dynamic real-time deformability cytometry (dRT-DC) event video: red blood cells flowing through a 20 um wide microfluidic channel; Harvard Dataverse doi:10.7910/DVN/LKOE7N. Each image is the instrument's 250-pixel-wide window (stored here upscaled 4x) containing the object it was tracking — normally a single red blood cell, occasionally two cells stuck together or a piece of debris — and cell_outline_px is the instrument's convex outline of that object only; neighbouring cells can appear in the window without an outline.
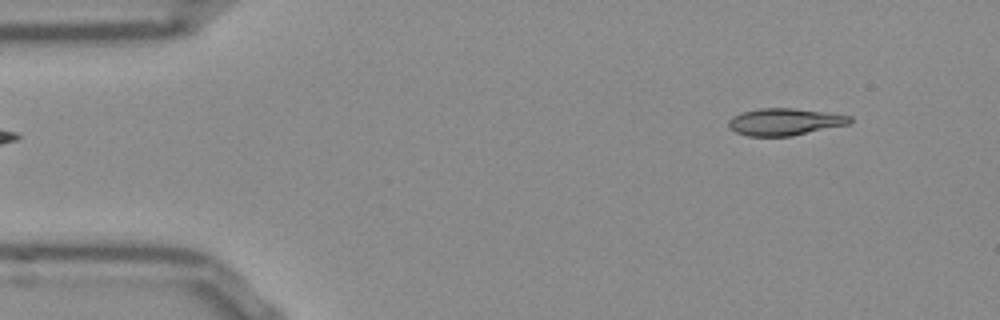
{"species": "Egyptian fruit bat (a non-hibernating species)", "species_latin": "Rousettus aegyptiacus", "temperature_condition": "room temperature", "stored_images_in_passage": 48, "camera_frame_rate_fps": 3000, "um_per_image_px": 0.085, "frame": {"image": 1, "passage_image": 1, "time_ms": 0.0, "image_size_px": [1000, 320], "cell_outline_px": [[852, 120], [848, 124], [792, 136], [748, 136], [736, 132], [728, 128], [728, 120], [732, 116], [744, 112], [760, 108], [792, 108], [852, 116]], "centroid_in_image_um": [66.66, 10.36], "position_along_channel_um": 18.3, "area_um2": 18.96}}
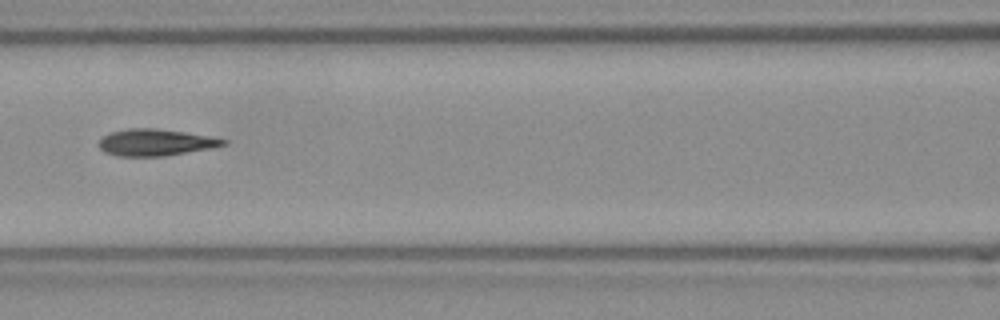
{"frame": {"image": 2, "passage_image": 18, "time_ms": 5.667, "image_size_px": [1000, 320], "cell_outline_px": [[228, 144], [208, 148], [164, 156], [116, 156], [104, 152], [96, 144], [104, 136], [112, 132], [128, 128], [156, 128], [184, 132], [208, 136], [228, 140]], "centroid_in_image_um": [13.17, 12.1], "position_along_channel_um": 153.4, "area_um2": 19.19}}
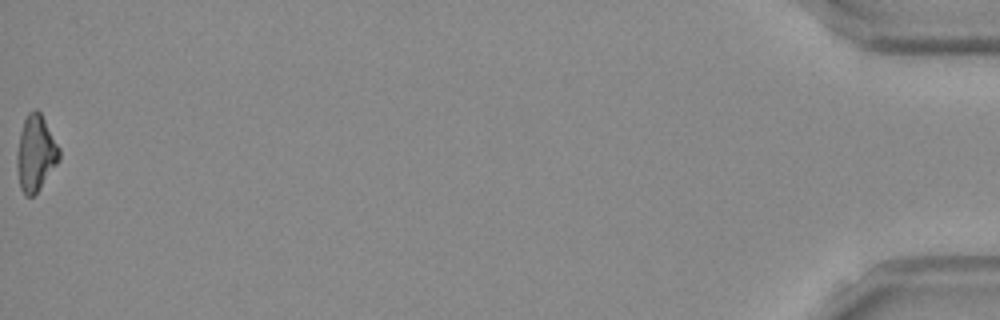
{"frame": {"image": 3, "passage_image": 48, "time_ms": 15.667, "image_size_px": [1000, 320], "cell_outline_px": [[60, 160], [36, 192], [32, 196], [24, 196], [20, 188], [16, 168], [16, 152], [20, 132], [24, 120], [28, 112], [36, 108], [40, 112], [60, 148]], "centroid_in_image_um": [3.01, 13.02], "position_along_channel_um": 432.2, "area_um2": 18.73}, "authors_computed_cell_mechanics": {"area_um2": 19.2474, "velocity_mm_per_s": 3.8606, "shape_relaxation_time_tau1_ms": 10.4912, "shape_relaxation_time_tau2_ms": 2.6542, "deformation_change_tau1": 0.2649, "deformation_change_tau2": 0.1079}}